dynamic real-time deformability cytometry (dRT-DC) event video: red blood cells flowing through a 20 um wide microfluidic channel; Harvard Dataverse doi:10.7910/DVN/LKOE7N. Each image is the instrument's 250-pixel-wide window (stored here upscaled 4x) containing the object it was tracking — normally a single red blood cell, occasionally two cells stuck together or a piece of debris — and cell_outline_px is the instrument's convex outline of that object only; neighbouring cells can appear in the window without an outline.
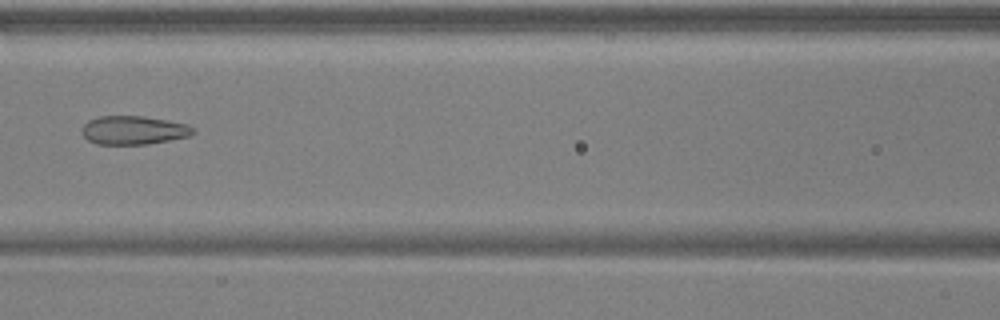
{"species": "common noctule bat (a hibernating species)", "species_latin": "Nyctalus noctula", "temperature_condition": "warm", "stored_images_in_passage": 9, "camera_frame_rate_fps": 3000, "um_per_image_px": 0.085, "animal": {"sex": "male", "body_mass_g": 17.9, "forearm_length_mm": 54.2}, "frame": {"image": 1, "passage_image": 8, "time_ms": 2.333, "image_size_px": [1000, 320], "cell_outline_px": [[196, 132], [188, 136], [148, 144], [96, 144], [88, 140], [80, 132], [80, 128], [88, 120], [100, 116], [144, 116], [188, 124], [196, 128]], "centroid_in_image_um": [11.34, 11.06], "position_along_channel_um": 155.3, "area_um2": 18.67}}
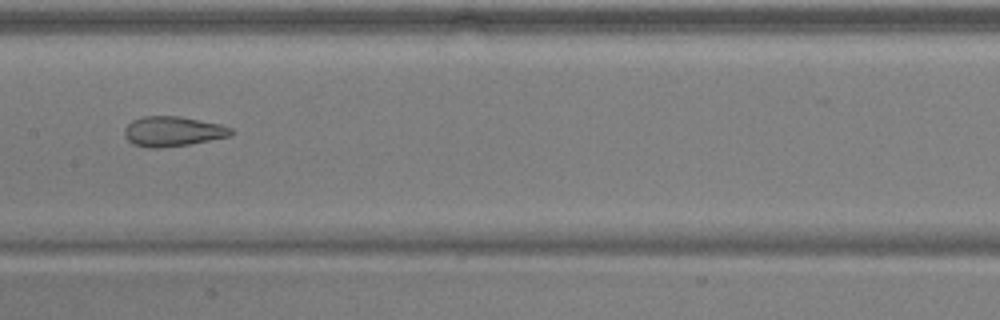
{"frame": {"image": 2, "passage_image": 9, "time_ms": 2.667, "image_size_px": [1000, 320], "cell_outline_px": [[236, 132], [232, 136], [188, 144], [160, 148], [148, 148], [132, 144], [124, 136], [124, 128], [132, 120], [144, 116], [180, 116], [220, 124], [232, 128]], "centroid_in_image_um": [14.69, 11.17], "position_along_channel_um": 192.7, "area_um2": 18.79}}